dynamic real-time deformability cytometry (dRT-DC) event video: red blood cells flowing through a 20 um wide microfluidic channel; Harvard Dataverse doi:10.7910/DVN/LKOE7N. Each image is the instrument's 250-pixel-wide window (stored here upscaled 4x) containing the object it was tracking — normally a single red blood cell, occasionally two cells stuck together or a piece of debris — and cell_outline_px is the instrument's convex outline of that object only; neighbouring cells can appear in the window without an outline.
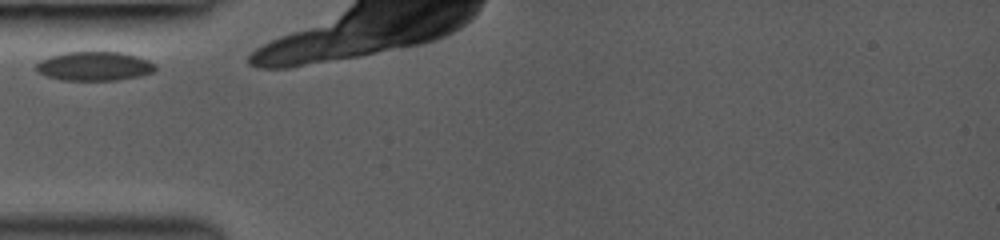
{"species": "common noctule bat (a hibernating species)", "species_latin": "Nyctalus noctula", "temperature_condition": "room temperature", "stored_images_in_passage": 17, "camera_frame_rate_fps": 3000, "um_per_image_px": 0.085, "animal": {"sex": "female", "body_mass_g": 19.0, "forearm_length_mm": 53.3}, "frame": {"image": 1, "passage_image": 1, "time_ms": 0.0, "image_size_px": [1000, 240], "cell_outline_px": [[156, 68], [152, 72], [140, 76], [116, 80], [60, 80], [44, 76], [36, 68], [36, 64], [40, 60], [48, 56], [64, 52], [120, 52], [136, 56], [148, 60], [156, 64]], "centroid_in_image_um": [8.0, 5.62], "position_along_channel_um": 77.0, "area_um2": 20.23}}